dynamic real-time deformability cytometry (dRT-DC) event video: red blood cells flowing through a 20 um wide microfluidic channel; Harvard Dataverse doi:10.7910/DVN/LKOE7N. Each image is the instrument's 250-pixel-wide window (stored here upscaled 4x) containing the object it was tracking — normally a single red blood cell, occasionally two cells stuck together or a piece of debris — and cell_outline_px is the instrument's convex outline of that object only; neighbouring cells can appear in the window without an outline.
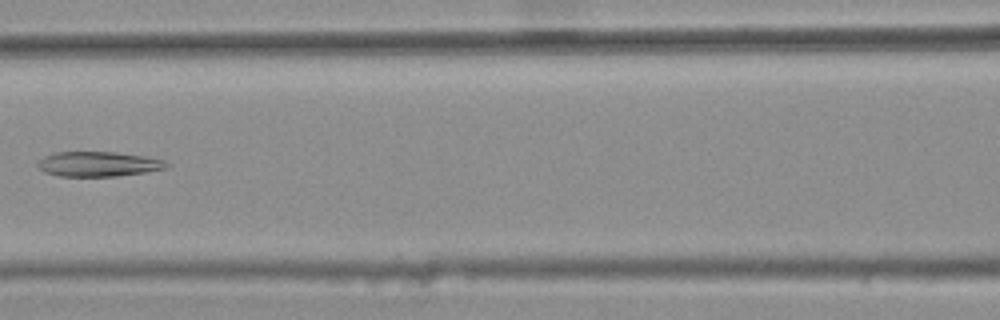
{"species": "common noctule bat (a hibernating species)", "species_latin": "Nyctalus noctula", "temperature_condition": "warm", "stored_images_in_passage": 6, "camera_frame_rate_fps": 3000, "um_per_image_px": 0.085, "animal": {"sex": "female", "body_mass_g": 25.1}, "frame": {"image": 1, "passage_image": 6, "time_ms": 1.667, "image_size_px": [1000, 320], "cell_outline_px": [[168, 168], [144, 172], [116, 176], [60, 176], [44, 172], [36, 168], [36, 164], [44, 156], [56, 152], [116, 152], [144, 156], [164, 160], [168, 164]], "centroid_in_image_um": [8.32, 13.94], "position_along_channel_um": 158.3, "area_um2": 18.67}}